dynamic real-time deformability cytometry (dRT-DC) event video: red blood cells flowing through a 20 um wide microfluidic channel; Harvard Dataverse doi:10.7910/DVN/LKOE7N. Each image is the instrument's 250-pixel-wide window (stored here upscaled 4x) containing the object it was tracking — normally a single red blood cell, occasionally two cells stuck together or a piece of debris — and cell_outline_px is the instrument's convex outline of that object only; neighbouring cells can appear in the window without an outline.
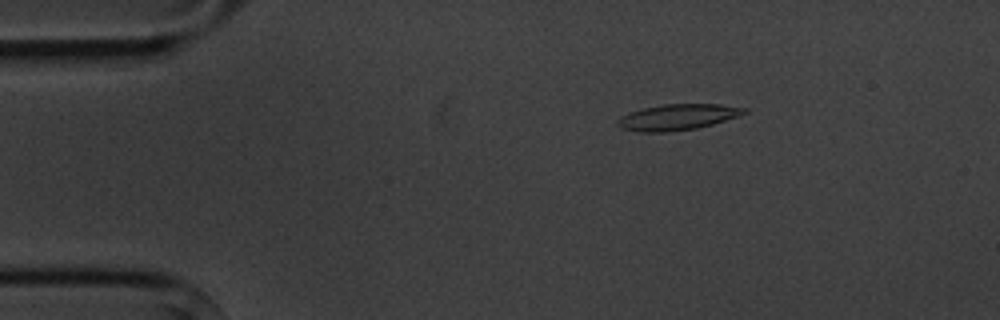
{"species": "common noctule bat (a hibernating species)", "species_latin": "Nyctalus noctula", "temperature_condition": "cold", "stored_images_in_passage": 4, "camera_frame_rate_fps": 3000, "um_per_image_px": 0.085, "animal": {"sex": "male", "body_mass_g": 20.1, "forearm_length_mm": 53.5}, "frame": {"image": 1, "passage_image": 2, "time_ms": 1.0, "image_size_px": [1000, 320], "cell_outline_px": [[748, 112], [712, 124], [696, 128], [664, 132], [636, 132], [620, 128], [616, 124], [616, 120], [620, 116], [628, 112], [644, 108], [664, 104], [720, 104], [748, 108]], "centroid_in_image_um": [57.53, 9.95], "position_along_channel_um": 27.5, "area_um2": 19.13}}